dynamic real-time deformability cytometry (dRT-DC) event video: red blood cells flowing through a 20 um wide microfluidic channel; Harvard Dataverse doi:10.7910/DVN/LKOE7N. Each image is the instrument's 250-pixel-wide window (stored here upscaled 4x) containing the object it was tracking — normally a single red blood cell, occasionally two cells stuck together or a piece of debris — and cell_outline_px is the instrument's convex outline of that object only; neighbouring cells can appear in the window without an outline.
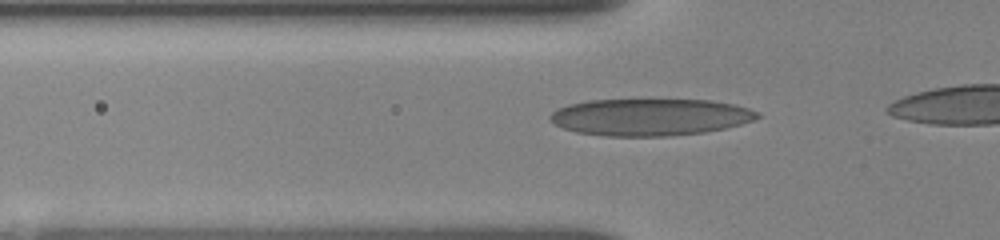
{"species": "human", "species_latin": "Homo sapiens", "temperature_condition": "room temperature", "stored_images_in_passage": 13, "segment_of_instrument_passage": [1, 2], "camera_frame_rate_fps": 3000, "um_per_image_px": 0.085, "donor": {"sex": "female"}, "frame": {"image": 1, "passage_image": 10, "time_ms": 3.667, "image_size_px": [1000, 240], "cell_outline_px": [[760, 116], [752, 120], [740, 124], [724, 128], [704, 132], [668, 136], [608, 136], [576, 132], [564, 128], [556, 124], [548, 116], [556, 108], [568, 104], [588, 100], [712, 100], [736, 104], [760, 112]], "centroid_in_image_um": [55.26, 9.94], "position_along_channel_um": 70.5, "area_um2": 44.62}}